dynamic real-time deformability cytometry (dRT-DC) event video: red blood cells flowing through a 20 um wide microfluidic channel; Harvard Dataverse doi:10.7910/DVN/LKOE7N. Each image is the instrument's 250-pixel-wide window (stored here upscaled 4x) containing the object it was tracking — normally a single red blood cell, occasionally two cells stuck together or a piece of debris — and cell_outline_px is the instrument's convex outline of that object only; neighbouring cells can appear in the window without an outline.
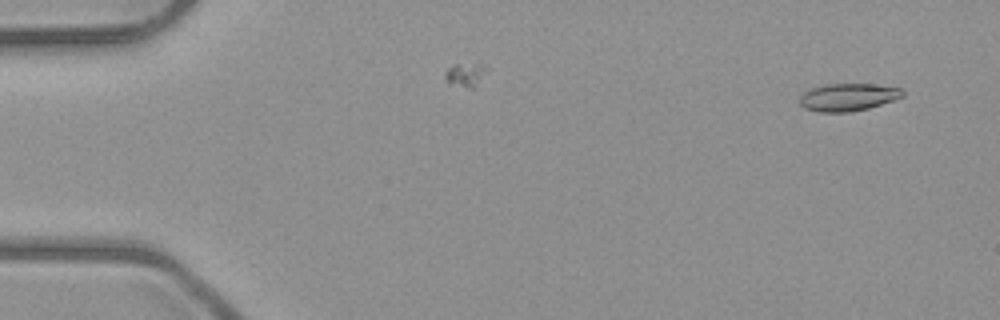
{"species": "common noctule bat (a hibernating species)", "species_latin": "Nyctalus noctula", "temperature_condition": "room temperature", "stored_images_in_passage": 4, "camera_frame_rate_fps": 3000, "um_per_image_px": 0.085, "animal": {"sex": "male", "body_mass_g": 23.1, "forearm_length_mm": 52.7}, "frame": {"image": 1, "passage_image": 2, "time_ms": 1.0, "image_size_px": [1000, 320], "cell_outline_px": [[904, 96], [868, 108], [848, 112], [820, 112], [804, 108], [800, 104], [800, 96], [808, 88], [824, 84], [872, 84], [900, 88], [904, 92]], "centroid_in_image_um": [72.03, 8.25], "position_along_channel_um": 13.0, "area_um2": 16.47}}